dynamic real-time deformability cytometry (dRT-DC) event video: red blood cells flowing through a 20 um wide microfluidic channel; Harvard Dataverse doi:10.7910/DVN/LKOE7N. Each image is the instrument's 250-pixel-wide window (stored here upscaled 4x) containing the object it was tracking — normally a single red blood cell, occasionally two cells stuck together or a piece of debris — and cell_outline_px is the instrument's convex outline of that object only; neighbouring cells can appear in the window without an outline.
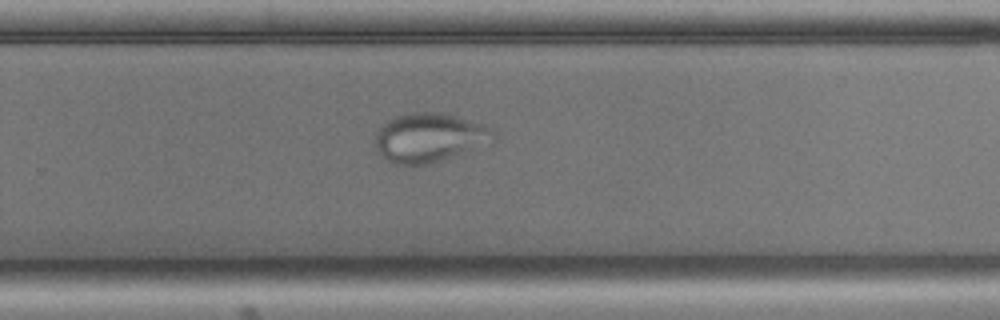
{"species": "common noctule bat (a hibernating species)", "species_latin": "Nyctalus noctula", "temperature_condition": "cold", "stored_images_in_passage": 55, "camera_frame_rate_fps": 3000, "um_per_image_px": 0.085, "animal": {"sex": "male", "body_mass_g": 17.9, "forearm_length_mm": 54.2}, "frame": {"image": 1, "passage_image": 35, "time_ms": 11.333, "image_size_px": [1000, 320], "cell_outline_px": [[496, 136], [448, 156], [412, 168], [396, 164], [388, 160], [376, 148], [376, 132], [388, 120], [396, 116], [412, 112], [440, 112], [480, 124], [496, 132]], "centroid_in_image_um": [36.34, 11.68], "position_along_channel_um": 293.5, "area_um2": 32.19}}
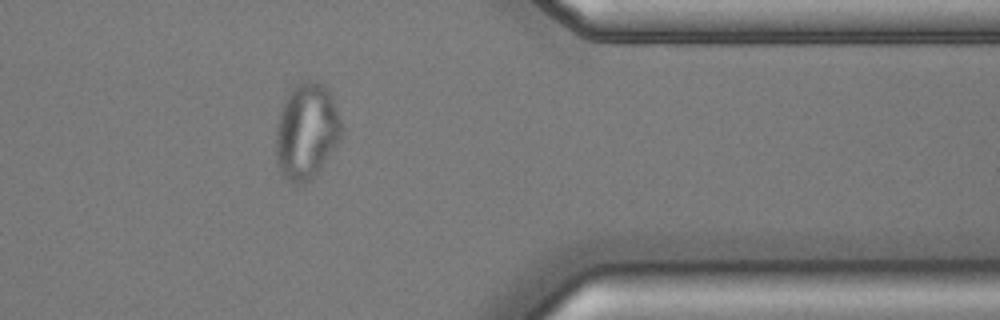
{"frame": {"image": 2, "passage_image": 44, "time_ms": 14.333, "image_size_px": [1000, 320], "cell_outline_px": [[344, 128], [340, 140], [312, 180], [304, 184], [292, 184], [284, 176], [276, 160], [276, 124], [280, 108], [288, 92], [300, 80], [316, 80], [324, 84], [332, 96]], "centroid_in_image_um": [26.06, 11.13], "position_along_channel_um": 385.3, "area_um2": 37.34}}